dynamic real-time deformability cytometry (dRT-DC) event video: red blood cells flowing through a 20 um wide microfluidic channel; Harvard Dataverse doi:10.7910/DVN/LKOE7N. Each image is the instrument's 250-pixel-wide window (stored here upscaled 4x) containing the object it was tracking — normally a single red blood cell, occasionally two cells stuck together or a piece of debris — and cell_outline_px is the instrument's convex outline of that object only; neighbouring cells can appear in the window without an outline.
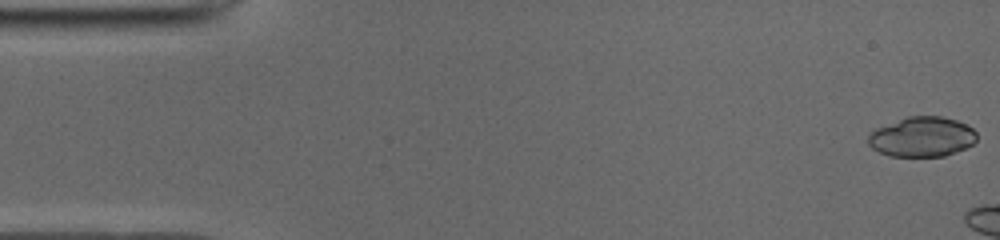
{"species": "common noctule bat (a hibernating species)", "species_latin": "Nyctalus noctula", "temperature_condition": "cold", "stored_images_in_passage": 5, "camera_frame_rate_fps": 3000, "um_per_image_px": 0.085, "animal": {"sex": "male", "body_mass_g": 19.0, "forearm_length_mm": 50.8}, "frame": {"image": 1, "passage_image": 1, "time_ms": 0.0, "image_size_px": [1000, 240], "cell_outline_px": [[976, 140], [972, 144], [964, 148], [944, 156], [888, 156], [872, 148], [868, 144], [868, 136], [876, 128], [908, 116], [940, 116], [956, 120], [972, 128], [976, 132]], "centroid_in_image_um": [78.35, 11.63], "position_along_channel_um": 6.6, "area_um2": 25.03}}